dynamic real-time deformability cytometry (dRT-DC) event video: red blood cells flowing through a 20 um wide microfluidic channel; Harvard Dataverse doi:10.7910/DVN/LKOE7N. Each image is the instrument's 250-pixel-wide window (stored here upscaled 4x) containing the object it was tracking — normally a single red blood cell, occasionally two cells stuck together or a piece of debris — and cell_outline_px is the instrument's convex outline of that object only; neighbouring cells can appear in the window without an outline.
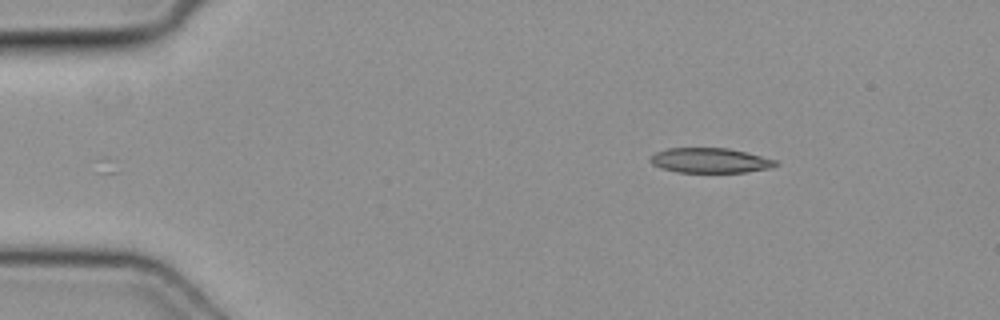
{"species": "common noctule bat (a hibernating species)", "species_latin": "Nyctalus noctula", "temperature_condition": "cold", "stored_images_in_passage": 43, "camera_frame_rate_fps": 3000, "um_per_image_px": 0.085, "animal": {"sex": "female", "body_mass_g": 19.3, "forearm_length_mm": 54.1}, "frame": {"image": 1, "passage_image": 1, "time_ms": 0.0, "image_size_px": [1000, 320], "cell_outline_px": [[780, 164], [772, 168], [744, 172], [676, 172], [660, 168], [652, 164], [648, 160], [656, 152], [668, 148], [728, 148], [776, 160]], "centroid_in_image_um": [60.34, 13.64], "position_along_channel_um": 24.7, "area_um2": 18.15}}
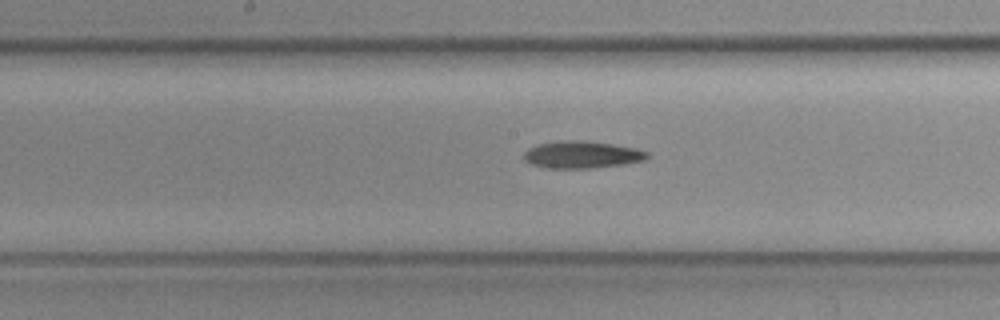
{"frame": {"image": 2, "passage_image": 19, "time_ms": 6.0, "image_size_px": [1000, 320], "cell_outline_px": [[648, 156], [644, 160], [624, 164], [592, 168], [548, 168], [532, 164], [524, 160], [524, 152], [528, 148], [540, 144], [564, 140], [584, 140], [612, 144], [636, 148], [648, 152]], "centroid_in_image_um": [49.46, 13.14], "position_along_channel_um": 198.7, "area_um2": 19.42}}
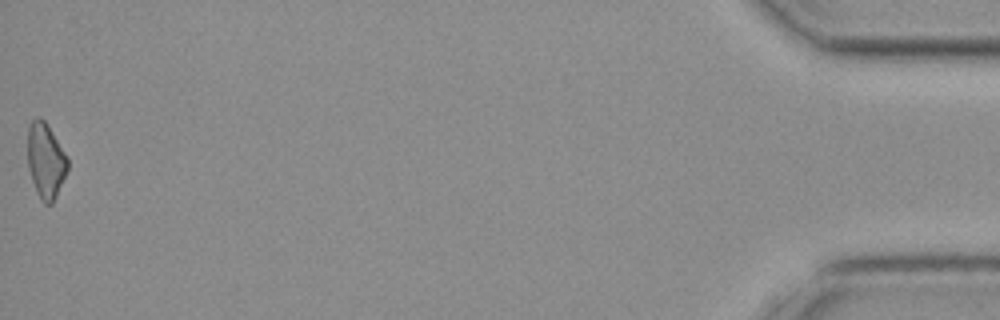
{"frame": {"image": 3, "passage_image": 43, "time_ms": 14.0, "image_size_px": [1000, 320], "cell_outline_px": [[68, 168], [56, 196], [52, 204], [44, 204], [40, 200], [36, 192], [28, 168], [28, 128], [32, 120], [36, 116], [40, 116], [48, 124], [68, 156]], "centroid_in_image_um": [3.89, 13.63], "position_along_channel_um": 431.3, "area_um2": 17.74}}